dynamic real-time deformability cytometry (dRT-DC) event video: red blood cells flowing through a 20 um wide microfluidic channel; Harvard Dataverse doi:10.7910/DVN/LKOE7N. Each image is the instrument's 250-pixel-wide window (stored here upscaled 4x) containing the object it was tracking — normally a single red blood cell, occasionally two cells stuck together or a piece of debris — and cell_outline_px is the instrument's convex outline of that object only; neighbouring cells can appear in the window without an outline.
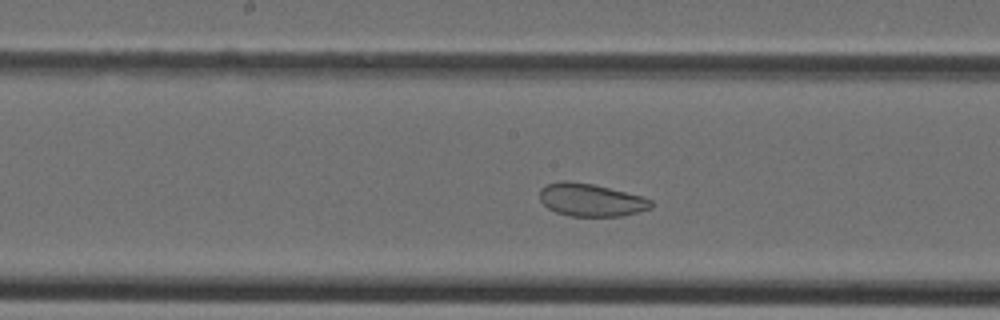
{"species": "Egyptian fruit bat (a non-hibernating species)", "species_latin": "Rousettus aegyptiacus", "temperature_condition": "cold", "stored_images_in_passage": 30, "camera_frame_rate_fps": 3000, "um_per_image_px": 0.085, "animal": {"sex": "female"}, "frame": {"image": 1, "passage_image": 14, "time_ms": 4.333, "image_size_px": [1000, 320], "cell_outline_px": [[652, 208], [624, 216], [568, 216], [556, 212], [548, 208], [540, 200], [540, 188], [548, 184], [560, 180], [568, 180], [592, 184], [644, 196], [652, 200]], "centroid_in_image_um": [50.24, 16.99], "position_along_channel_um": 198.0, "area_um2": 21.44}}
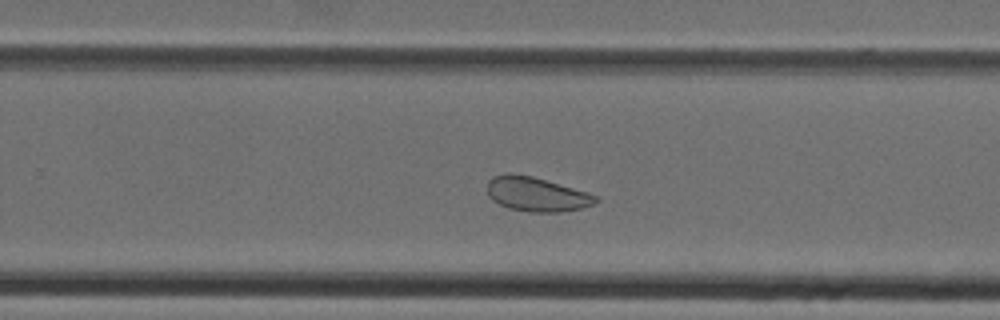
{"frame": {"image": 2, "passage_image": 20, "time_ms": 6.333, "image_size_px": [1000, 320], "cell_outline_px": [[600, 200], [596, 204], [580, 208], [560, 212], [528, 212], [508, 208], [492, 200], [488, 196], [488, 180], [492, 176], [508, 172], [512, 172], [532, 176], [572, 188], [596, 196]], "centroid_in_image_um": [45.56, 16.5], "position_along_channel_um": 284.2, "area_um2": 21.68}}
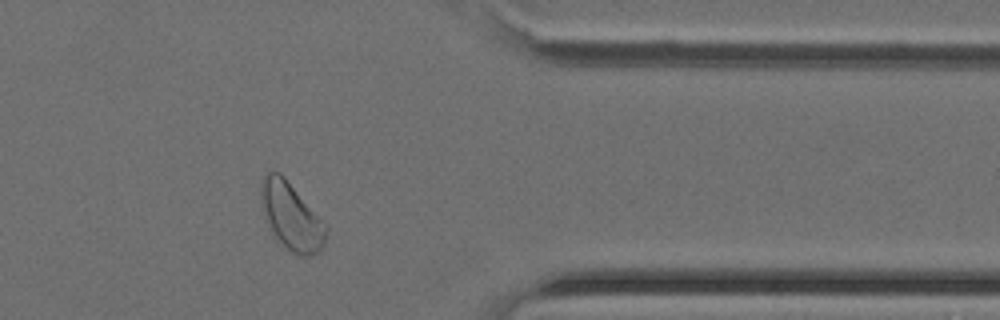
{"frame": {"image": 3, "passage_image": 28, "time_ms": 9.0, "image_size_px": [1000, 320], "cell_outline_px": [[328, 228], [324, 244], [320, 252], [312, 256], [304, 256], [292, 252], [284, 248], [276, 240], [264, 220], [260, 200], [260, 180], [268, 172], [280, 172], [284, 176]], "centroid_in_image_um": [24.71, 18.41], "position_along_channel_um": 386.7, "area_um2": 25.72}}